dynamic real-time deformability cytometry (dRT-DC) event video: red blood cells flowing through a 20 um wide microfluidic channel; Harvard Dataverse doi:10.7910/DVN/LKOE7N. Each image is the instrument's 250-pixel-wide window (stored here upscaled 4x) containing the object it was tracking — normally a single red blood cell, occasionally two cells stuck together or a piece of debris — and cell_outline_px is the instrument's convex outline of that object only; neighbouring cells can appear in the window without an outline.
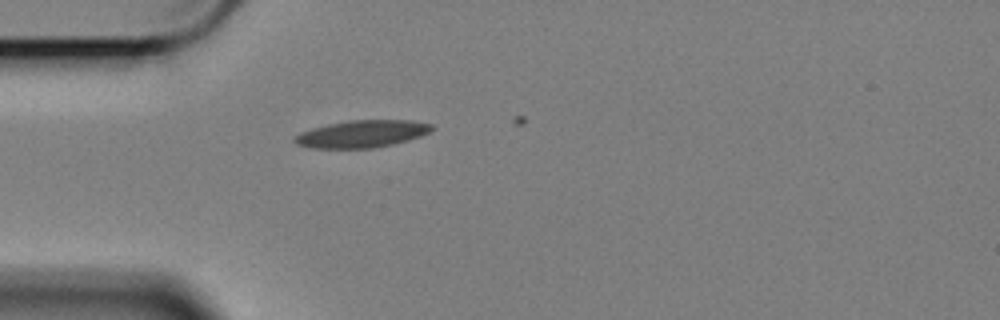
{"species": "Egyptian fruit bat (a non-hibernating species)", "species_latin": "Rousettus aegyptiacus", "temperature_condition": "cold", "stored_images_in_passage": 4, "camera_frame_rate_fps": 3000, "um_per_image_px": 0.085, "animal": {"sex": "female"}, "frame": {"image": 1, "passage_image": 1, "time_ms": 0.0, "image_size_px": [1000, 320], "cell_outline_px": [[432, 128], [428, 132], [420, 136], [408, 140], [392, 144], [372, 148], [312, 148], [296, 144], [292, 140], [292, 136], [300, 132], [312, 128], [328, 124], [348, 120], [412, 120], [432, 124]], "centroid_in_image_um": [30.7, 11.38], "position_along_channel_um": 54.3, "area_um2": 21.79}}